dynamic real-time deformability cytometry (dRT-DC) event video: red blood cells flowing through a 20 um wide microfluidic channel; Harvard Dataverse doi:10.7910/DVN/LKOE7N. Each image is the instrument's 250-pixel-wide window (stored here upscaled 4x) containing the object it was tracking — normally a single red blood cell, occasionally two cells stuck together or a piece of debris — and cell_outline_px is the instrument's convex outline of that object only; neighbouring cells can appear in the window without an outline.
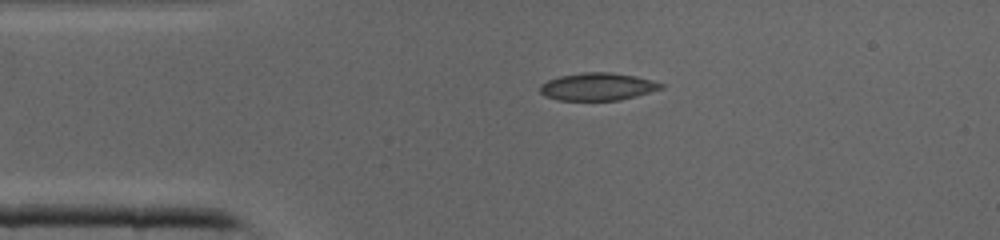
{"species": "common noctule bat (a hibernating species)", "species_latin": "Nyctalus noctula", "temperature_condition": "cold", "stored_images_in_passage": 33, "camera_frame_rate_fps": 3000, "um_per_image_px": 0.085, "animal": {"sex": "male", "body_mass_g": 19.0, "forearm_length_mm": 50.8}, "frame": {"image": 1, "passage_image": 1, "time_ms": 0.0, "image_size_px": [1000, 240], "cell_outline_px": [[664, 88], [636, 96], [620, 100], [556, 100], [544, 96], [540, 92], [540, 84], [548, 80], [560, 76], [584, 72], [612, 72], [636, 76], [652, 80], [664, 84]], "centroid_in_image_um": [50.8, 7.36], "position_along_channel_um": 34.2, "area_um2": 19.54}}
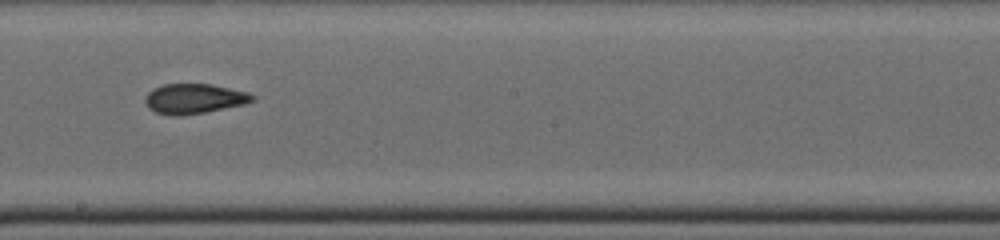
{"frame": {"image": 2, "passage_image": 15, "time_ms": 4.667, "image_size_px": [1000, 240], "cell_outline_px": [[256, 100], [244, 104], [204, 112], [176, 116], [156, 112], [148, 108], [144, 100], [148, 92], [152, 88], [164, 84], [212, 84], [248, 92], [256, 96]], "centroid_in_image_um": [16.51, 8.37], "position_along_channel_um": 231.7, "area_um2": 18.67}}
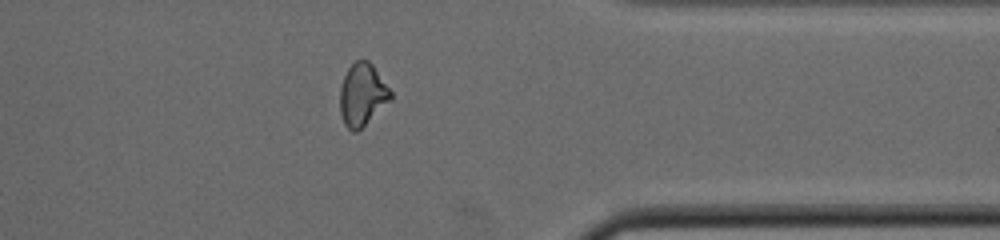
{"frame": {"image": 3, "passage_image": 25, "time_ms": 8.0, "image_size_px": [1000, 240], "cell_outline_px": [[392, 100], [356, 132], [352, 132], [344, 124], [340, 112], [340, 88], [344, 76], [348, 68], [356, 60], [368, 60], [372, 64], [392, 92]], "centroid_in_image_um": [30.8, 8.05], "position_along_channel_um": 380.6, "area_um2": 18.38}}